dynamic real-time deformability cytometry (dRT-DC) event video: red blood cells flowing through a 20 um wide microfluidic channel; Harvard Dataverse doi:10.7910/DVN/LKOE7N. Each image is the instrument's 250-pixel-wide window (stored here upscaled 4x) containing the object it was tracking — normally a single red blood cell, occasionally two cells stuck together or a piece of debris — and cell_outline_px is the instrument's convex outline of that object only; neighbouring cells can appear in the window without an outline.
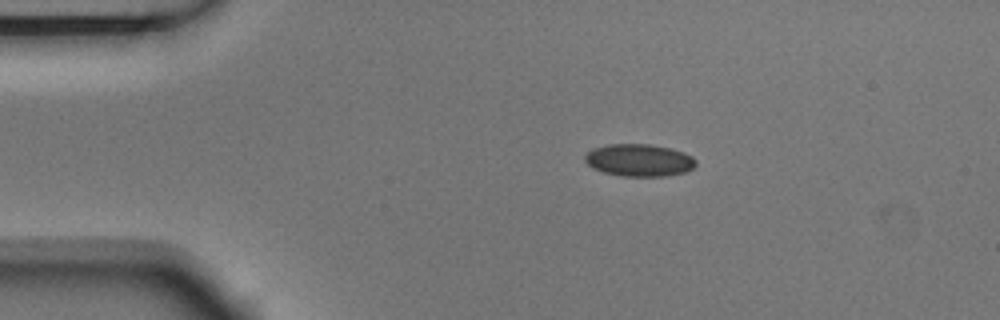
{"species": "Egyptian fruit bat (a non-hibernating species)", "species_latin": "Rousettus aegyptiacus", "temperature_condition": "room temperature", "stored_images_in_passage": 4, "camera_frame_rate_fps": 3000, "um_per_image_px": 0.085, "animal": {"sex": "male"}, "frame": {"image": 1, "passage_image": 1, "time_ms": 0.0, "image_size_px": [1000, 320], "cell_outline_px": [[696, 164], [692, 168], [684, 172], [664, 176], [620, 176], [604, 172], [592, 168], [584, 160], [584, 156], [592, 148], [608, 144], [648, 144], [668, 148], [684, 152], [692, 156], [696, 160]], "centroid_in_image_um": [54.3, 13.61], "position_along_channel_um": 30.7, "area_um2": 20.87}}
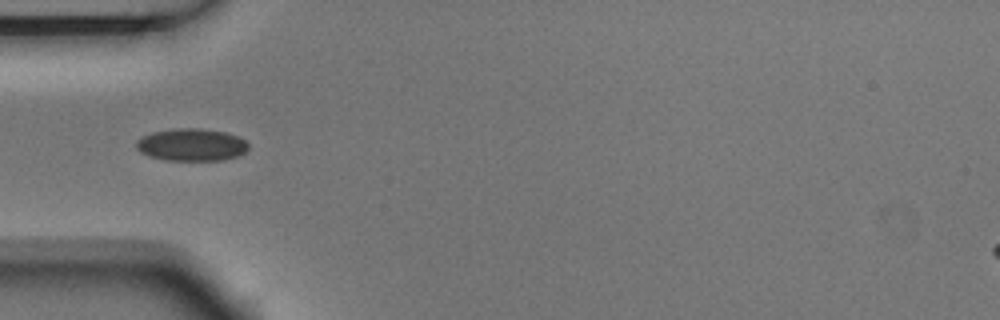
{"frame": {"image": 2, "passage_image": 3, "time_ms": 0.667, "image_size_px": [1000, 320], "cell_outline_px": [[248, 148], [244, 152], [236, 156], [224, 160], [164, 160], [148, 156], [140, 152], [136, 148], [136, 140], [140, 136], [152, 132], [176, 128], [200, 128], [224, 132], [236, 136], [244, 140], [248, 144]], "centroid_in_image_um": [16.22, 12.3], "position_along_channel_um": 68.8, "area_um2": 21.21}}
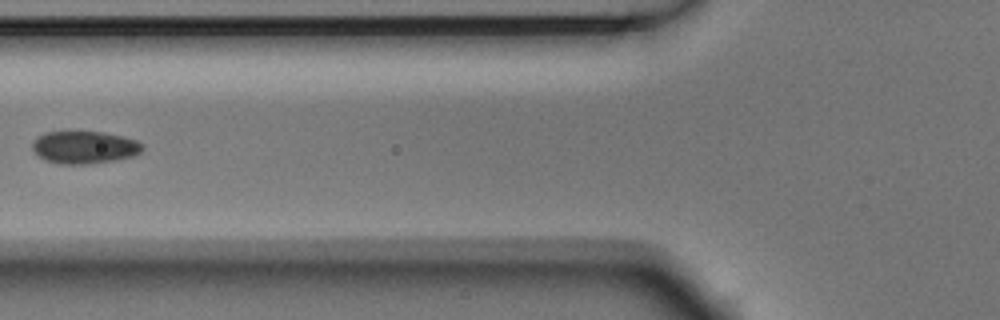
{"frame": {"image": 3, "passage_image": 4, "time_ms": 1.0, "image_size_px": [1000, 320], "cell_outline_px": [[144, 148], [140, 152], [132, 156], [112, 160], [88, 164], [60, 164], [44, 160], [32, 148], [32, 144], [36, 136], [44, 132], [76, 128], [104, 132], [124, 136], [136, 140], [144, 144]], "centroid_in_image_um": [7.14, 12.45], "position_along_channel_um": 118.7, "area_um2": 21.73}}